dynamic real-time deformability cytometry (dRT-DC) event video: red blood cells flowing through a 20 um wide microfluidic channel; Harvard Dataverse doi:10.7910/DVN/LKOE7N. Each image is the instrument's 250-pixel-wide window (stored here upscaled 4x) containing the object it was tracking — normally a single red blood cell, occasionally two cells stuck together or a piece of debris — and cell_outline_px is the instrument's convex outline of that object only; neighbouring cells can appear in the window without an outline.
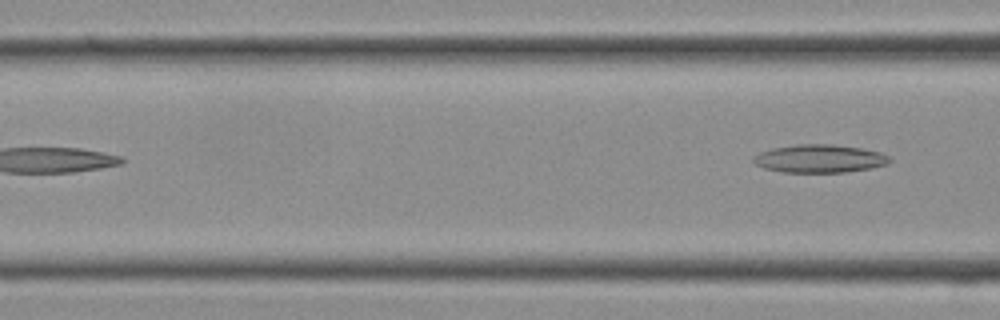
{"species": "Egyptian fruit bat (a non-hibernating species)", "species_latin": "Rousettus aegyptiacus", "temperature_condition": "cold", "stored_images_in_passage": 5, "segment_of_instrument_passage": [2, 2], "camera_frame_rate_fps": 3000, "um_per_image_px": 0.085, "frame": {"image": 1, "passage_image": 5, "time_ms": 1.333, "image_size_px": [1000, 320], "cell_outline_px": [[892, 160], [888, 164], [872, 168], [844, 172], [780, 172], [764, 168], [756, 164], [752, 160], [752, 156], [760, 152], [772, 148], [796, 144], [832, 144], [860, 148], [880, 152], [888, 156]], "centroid_in_image_um": [69.65, 13.48], "position_along_channel_um": 97.0, "area_um2": 22.37}}